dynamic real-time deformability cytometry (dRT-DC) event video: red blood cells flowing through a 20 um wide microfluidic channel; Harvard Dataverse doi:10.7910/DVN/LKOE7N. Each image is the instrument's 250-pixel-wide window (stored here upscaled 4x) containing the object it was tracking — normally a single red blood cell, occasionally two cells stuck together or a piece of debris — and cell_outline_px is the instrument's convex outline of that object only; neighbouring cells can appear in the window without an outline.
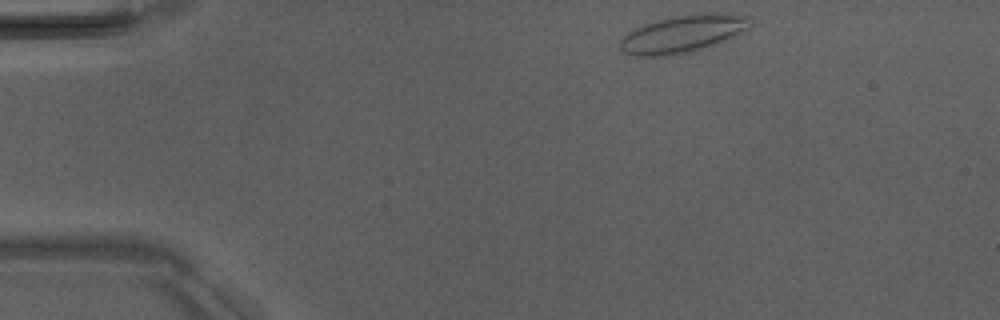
{"species": "Egyptian fruit bat (a non-hibernating species)", "species_latin": "Rousettus aegyptiacus", "temperature_condition": "room temperature", "stored_images_in_passage": 3, "camera_frame_rate_fps": 3000, "um_per_image_px": 0.085, "animal": {"sex": "male"}, "frame": {"image": 1, "passage_image": 1, "time_ms": 0.0, "image_size_px": [1000, 320], "cell_outline_px": [[748, 28], [736, 36], [728, 40], [692, 52], [668, 56], [636, 56], [624, 52], [620, 48], [620, 40], [628, 32], [644, 24], [672, 16], [704, 12], [716, 12], [748, 16]], "centroid_in_image_um": [58.04, 2.88], "position_along_channel_um": 27.0, "area_um2": 28.5}}